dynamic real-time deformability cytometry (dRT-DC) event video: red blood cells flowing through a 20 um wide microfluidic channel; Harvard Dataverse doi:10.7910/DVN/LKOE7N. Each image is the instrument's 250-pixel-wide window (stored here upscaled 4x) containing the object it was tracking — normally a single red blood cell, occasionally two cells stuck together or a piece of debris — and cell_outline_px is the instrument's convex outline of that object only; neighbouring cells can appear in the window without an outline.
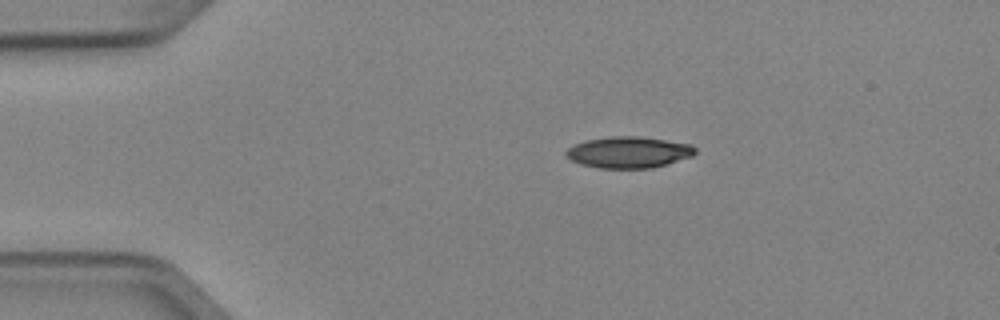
{"species": "Egyptian fruit bat (a non-hibernating species)", "species_latin": "Rousettus aegyptiacus", "temperature_condition": "cold", "stored_images_in_passage": 3, "camera_frame_rate_fps": 3000, "um_per_image_px": 0.085, "animal": {"sex": "female"}, "frame": {"image": 1, "passage_image": 2, "time_ms": 0.333, "image_size_px": [1000, 320], "cell_outline_px": [[696, 152], [692, 156], [652, 168], [596, 168], [580, 164], [564, 156], [564, 152], [568, 148], [584, 140], [612, 136], [640, 136], [692, 144], [696, 148]], "centroid_in_image_um": [53.41, 12.94], "position_along_channel_um": 31.6, "area_um2": 23.7}}